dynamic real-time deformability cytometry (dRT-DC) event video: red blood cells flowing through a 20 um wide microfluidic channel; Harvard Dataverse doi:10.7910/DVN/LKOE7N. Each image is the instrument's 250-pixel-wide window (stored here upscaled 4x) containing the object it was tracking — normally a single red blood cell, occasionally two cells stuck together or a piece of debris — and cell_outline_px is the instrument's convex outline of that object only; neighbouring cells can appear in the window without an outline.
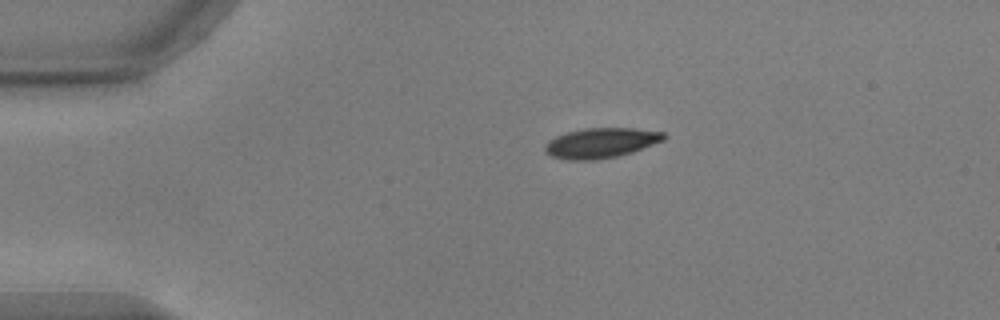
{"species": "common noctule bat (a hibernating species)", "species_latin": "Nyctalus noctula", "temperature_condition": "warm", "stored_images_in_passage": 11, "camera_frame_rate_fps": 3000, "um_per_image_px": 0.085, "animal": {"sex": "male", "body_mass_g": 17.9, "forearm_length_mm": 54.2}, "frame": {"image": 1, "passage_image": 1, "time_ms": 0.0, "image_size_px": [1000, 320], "cell_outline_px": [[668, 136], [664, 140], [632, 152], [616, 156], [596, 160], [568, 160], [552, 156], [544, 152], [544, 144], [548, 140], [556, 136], [568, 132], [584, 128], [632, 128], [664, 132]], "centroid_in_image_um": [51.06, 12.15], "position_along_channel_um": 33.9, "area_um2": 20.87}}
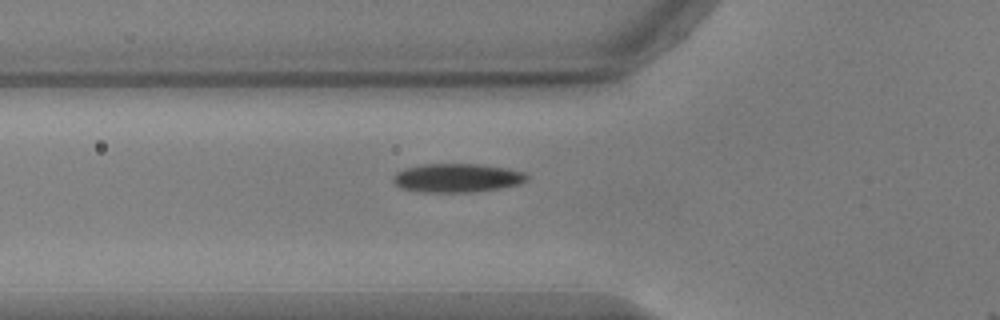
{"frame": {"image": 2, "passage_image": 9, "time_ms": 2.667, "image_size_px": [1000, 320], "cell_outline_px": [[528, 180], [520, 184], [500, 188], [472, 192], [424, 192], [400, 188], [392, 180], [392, 176], [396, 172], [404, 168], [424, 164], [476, 164], [508, 168], [524, 172], [528, 176]], "centroid_in_image_um": [38.85, 15.12], "position_along_channel_um": 87.0, "area_um2": 22.48}}